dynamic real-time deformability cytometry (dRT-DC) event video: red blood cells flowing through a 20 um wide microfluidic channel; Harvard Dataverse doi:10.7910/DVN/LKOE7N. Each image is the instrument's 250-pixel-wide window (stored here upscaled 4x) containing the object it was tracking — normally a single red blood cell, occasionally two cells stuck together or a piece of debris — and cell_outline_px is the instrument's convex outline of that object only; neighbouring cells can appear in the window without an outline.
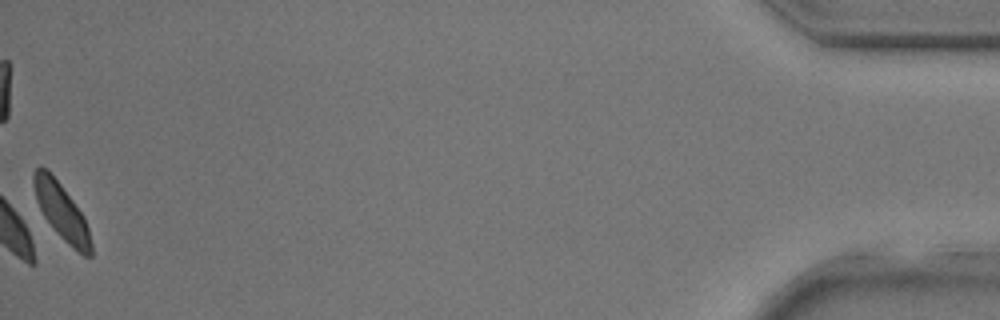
{"species": "common noctule bat (a hibernating species)", "species_latin": "Nyctalus noctula", "temperature_condition": "room temperature", "stored_images_in_passage": 31, "camera_frame_rate_fps": 3000, "um_per_image_px": 0.085, "animal": {"sex": "male", "body_mass_g": 17.9, "forearm_length_mm": 54.2}, "frame": {"image": 1, "passage_image": 31, "time_ms": 10.0, "image_size_px": [1000, 320], "cell_outline_px": [[92, 256], [84, 256], [72, 248], [44, 220], [36, 200], [32, 184], [32, 172], [36, 168], [48, 168], [84, 216], [88, 228], [92, 244]], "centroid_in_image_um": [5.2, 17.98], "position_along_channel_um": 430.0, "area_um2": 19.02}}